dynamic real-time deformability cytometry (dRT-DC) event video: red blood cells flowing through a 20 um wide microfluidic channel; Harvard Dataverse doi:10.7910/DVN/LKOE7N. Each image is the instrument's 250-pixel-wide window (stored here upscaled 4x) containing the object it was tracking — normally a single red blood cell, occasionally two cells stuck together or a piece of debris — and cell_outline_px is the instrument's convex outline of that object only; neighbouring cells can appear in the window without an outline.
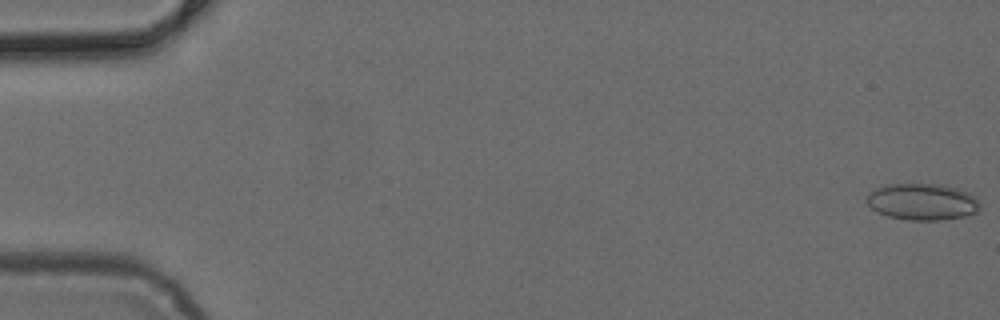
{"species": "common noctule bat (a hibernating species)", "species_latin": "Nyctalus noctula", "temperature_condition": "cold", "stored_images_in_passage": 50, "camera_frame_rate_fps": 3000, "um_per_image_px": 0.085, "animal": {"sex": "female", "body_mass_g": 24.6, "forearm_length_mm": 56.2}, "frame": {"image": 1, "passage_image": 1, "time_ms": 0.0, "image_size_px": [1000, 320], "cell_outline_px": [[980, 208], [976, 212], [964, 216], [940, 220], [908, 220], [888, 216], [872, 208], [864, 200], [868, 192], [876, 188], [888, 184], [940, 184], [956, 188], [968, 192], [980, 204]], "centroid_in_image_um": [78.36, 17.14], "position_along_channel_um": 6.6, "area_um2": 24.04}}
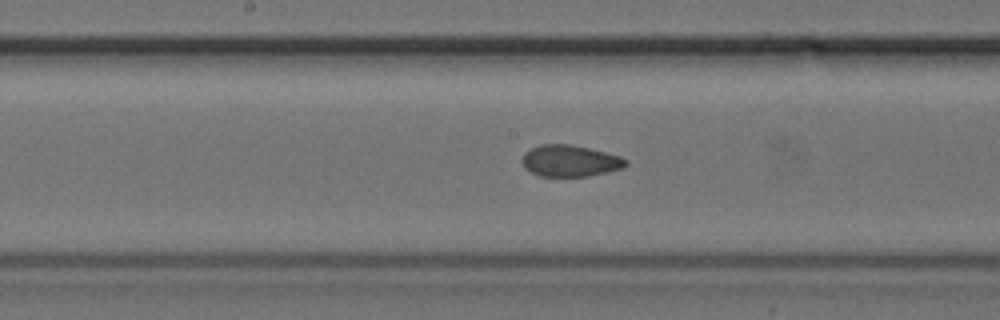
{"frame": {"image": 2, "passage_image": 26, "time_ms": 8.333, "image_size_px": [1000, 320], "cell_outline_px": [[628, 164], [624, 168], [608, 172], [588, 176], [540, 176], [524, 168], [520, 160], [524, 152], [540, 144], [572, 144], [620, 156], [628, 160]], "centroid_in_image_um": [48.44, 13.67], "position_along_channel_um": 199.8, "area_um2": 19.19}}
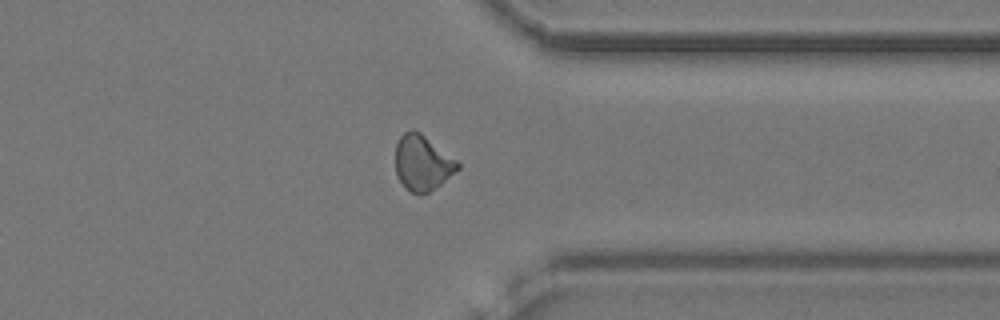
{"frame": {"image": 3, "passage_image": 39, "time_ms": 12.667, "image_size_px": [1000, 320], "cell_outline_px": [[460, 168], [440, 184], [428, 192], [420, 196], [412, 192], [400, 180], [396, 172], [396, 144], [400, 136], [404, 132], [412, 128], [420, 132], [456, 160], [460, 164]], "centroid_in_image_um": [35.9, 13.83], "position_along_channel_um": 375.5, "area_um2": 19.77}}